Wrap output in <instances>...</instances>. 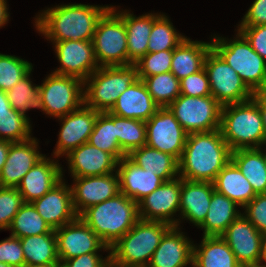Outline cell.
<instances>
[{"label": "cell", "instance_id": "6da1fadb", "mask_svg": "<svg viewBox=\"0 0 266 267\" xmlns=\"http://www.w3.org/2000/svg\"><path fill=\"white\" fill-rule=\"evenodd\" d=\"M111 6L62 4L42 11L35 18V27L51 42L93 39L96 26Z\"/></svg>", "mask_w": 266, "mask_h": 267}, {"label": "cell", "instance_id": "7a4b0ae2", "mask_svg": "<svg viewBox=\"0 0 266 267\" xmlns=\"http://www.w3.org/2000/svg\"><path fill=\"white\" fill-rule=\"evenodd\" d=\"M231 152L220 129L190 133L179 159V176L185 180L213 183L231 160Z\"/></svg>", "mask_w": 266, "mask_h": 267}, {"label": "cell", "instance_id": "3957f363", "mask_svg": "<svg viewBox=\"0 0 266 267\" xmlns=\"http://www.w3.org/2000/svg\"><path fill=\"white\" fill-rule=\"evenodd\" d=\"M79 217L108 247L123 237L140 219L138 204L121 192L87 208Z\"/></svg>", "mask_w": 266, "mask_h": 267}, {"label": "cell", "instance_id": "277c9868", "mask_svg": "<svg viewBox=\"0 0 266 267\" xmlns=\"http://www.w3.org/2000/svg\"><path fill=\"white\" fill-rule=\"evenodd\" d=\"M220 131L231 151L266 145L262 115L253 97L222 106Z\"/></svg>", "mask_w": 266, "mask_h": 267}, {"label": "cell", "instance_id": "5b68a950", "mask_svg": "<svg viewBox=\"0 0 266 267\" xmlns=\"http://www.w3.org/2000/svg\"><path fill=\"white\" fill-rule=\"evenodd\" d=\"M171 227L165 222L139 219L110 247V258L123 265L147 267L164 234Z\"/></svg>", "mask_w": 266, "mask_h": 267}, {"label": "cell", "instance_id": "8992f818", "mask_svg": "<svg viewBox=\"0 0 266 267\" xmlns=\"http://www.w3.org/2000/svg\"><path fill=\"white\" fill-rule=\"evenodd\" d=\"M138 80L135 64L99 67L84 81V104L99 112L110 111L120 94Z\"/></svg>", "mask_w": 266, "mask_h": 267}, {"label": "cell", "instance_id": "52a82bcc", "mask_svg": "<svg viewBox=\"0 0 266 267\" xmlns=\"http://www.w3.org/2000/svg\"><path fill=\"white\" fill-rule=\"evenodd\" d=\"M211 38L212 48L232 67L253 92L266 89V61L237 30L235 39Z\"/></svg>", "mask_w": 266, "mask_h": 267}, {"label": "cell", "instance_id": "ba28073f", "mask_svg": "<svg viewBox=\"0 0 266 267\" xmlns=\"http://www.w3.org/2000/svg\"><path fill=\"white\" fill-rule=\"evenodd\" d=\"M99 67L128 65L127 33L123 11L111 6L100 18L92 39Z\"/></svg>", "mask_w": 266, "mask_h": 267}, {"label": "cell", "instance_id": "9c48e42d", "mask_svg": "<svg viewBox=\"0 0 266 267\" xmlns=\"http://www.w3.org/2000/svg\"><path fill=\"white\" fill-rule=\"evenodd\" d=\"M167 108L188 134L220 129L222 105L212 95L180 94Z\"/></svg>", "mask_w": 266, "mask_h": 267}, {"label": "cell", "instance_id": "30bf717a", "mask_svg": "<svg viewBox=\"0 0 266 267\" xmlns=\"http://www.w3.org/2000/svg\"><path fill=\"white\" fill-rule=\"evenodd\" d=\"M211 95L222 105L235 104L251 99L254 93L237 72L211 48L204 60Z\"/></svg>", "mask_w": 266, "mask_h": 267}, {"label": "cell", "instance_id": "8fae6325", "mask_svg": "<svg viewBox=\"0 0 266 267\" xmlns=\"http://www.w3.org/2000/svg\"><path fill=\"white\" fill-rule=\"evenodd\" d=\"M45 114L59 118L84 103V82L73 76L51 73L39 85Z\"/></svg>", "mask_w": 266, "mask_h": 267}, {"label": "cell", "instance_id": "7c38bea8", "mask_svg": "<svg viewBox=\"0 0 266 267\" xmlns=\"http://www.w3.org/2000/svg\"><path fill=\"white\" fill-rule=\"evenodd\" d=\"M146 123V145L178 160L184 150L188 133L167 108H159Z\"/></svg>", "mask_w": 266, "mask_h": 267}, {"label": "cell", "instance_id": "4fadbf2b", "mask_svg": "<svg viewBox=\"0 0 266 267\" xmlns=\"http://www.w3.org/2000/svg\"><path fill=\"white\" fill-rule=\"evenodd\" d=\"M181 177L164 181L157 189L138 203L139 218L147 221L180 225L174 215L180 211Z\"/></svg>", "mask_w": 266, "mask_h": 267}, {"label": "cell", "instance_id": "5bb4252c", "mask_svg": "<svg viewBox=\"0 0 266 267\" xmlns=\"http://www.w3.org/2000/svg\"><path fill=\"white\" fill-rule=\"evenodd\" d=\"M54 231L60 263L83 254L98 253L102 249L110 251V247L79 216Z\"/></svg>", "mask_w": 266, "mask_h": 267}, {"label": "cell", "instance_id": "9a60e30c", "mask_svg": "<svg viewBox=\"0 0 266 267\" xmlns=\"http://www.w3.org/2000/svg\"><path fill=\"white\" fill-rule=\"evenodd\" d=\"M60 67L53 73L73 76L83 82L99 68L96 62L92 40H65L53 42Z\"/></svg>", "mask_w": 266, "mask_h": 267}, {"label": "cell", "instance_id": "2e32d148", "mask_svg": "<svg viewBox=\"0 0 266 267\" xmlns=\"http://www.w3.org/2000/svg\"><path fill=\"white\" fill-rule=\"evenodd\" d=\"M98 114L99 111L83 103L73 112L58 118L62 123L53 153L55 158L67 155L71 150L88 142Z\"/></svg>", "mask_w": 266, "mask_h": 267}, {"label": "cell", "instance_id": "e0dca14e", "mask_svg": "<svg viewBox=\"0 0 266 267\" xmlns=\"http://www.w3.org/2000/svg\"><path fill=\"white\" fill-rule=\"evenodd\" d=\"M71 186L73 206L80 216L87 208L99 204L120 193L117 172L89 177L73 178Z\"/></svg>", "mask_w": 266, "mask_h": 267}, {"label": "cell", "instance_id": "ac0fdd59", "mask_svg": "<svg viewBox=\"0 0 266 267\" xmlns=\"http://www.w3.org/2000/svg\"><path fill=\"white\" fill-rule=\"evenodd\" d=\"M262 233L243 215L235 219L221 235L238 263L242 265L260 263Z\"/></svg>", "mask_w": 266, "mask_h": 267}, {"label": "cell", "instance_id": "d6986e66", "mask_svg": "<svg viewBox=\"0 0 266 267\" xmlns=\"http://www.w3.org/2000/svg\"><path fill=\"white\" fill-rule=\"evenodd\" d=\"M63 179L32 202L37 212L53 230L78 217L73 206L71 187L65 184Z\"/></svg>", "mask_w": 266, "mask_h": 267}, {"label": "cell", "instance_id": "ffe728a7", "mask_svg": "<svg viewBox=\"0 0 266 267\" xmlns=\"http://www.w3.org/2000/svg\"><path fill=\"white\" fill-rule=\"evenodd\" d=\"M45 155L38 151V140L31 137L10 144L5 165L0 172V187L17 188L25 174Z\"/></svg>", "mask_w": 266, "mask_h": 267}, {"label": "cell", "instance_id": "44dd1931", "mask_svg": "<svg viewBox=\"0 0 266 267\" xmlns=\"http://www.w3.org/2000/svg\"><path fill=\"white\" fill-rule=\"evenodd\" d=\"M72 178L106 175L116 172L118 161L110 154L86 142L67 155Z\"/></svg>", "mask_w": 266, "mask_h": 267}, {"label": "cell", "instance_id": "7402d4cb", "mask_svg": "<svg viewBox=\"0 0 266 267\" xmlns=\"http://www.w3.org/2000/svg\"><path fill=\"white\" fill-rule=\"evenodd\" d=\"M172 226L163 236L147 267H187L193 259V242Z\"/></svg>", "mask_w": 266, "mask_h": 267}, {"label": "cell", "instance_id": "603a6c76", "mask_svg": "<svg viewBox=\"0 0 266 267\" xmlns=\"http://www.w3.org/2000/svg\"><path fill=\"white\" fill-rule=\"evenodd\" d=\"M63 178V169L46 155L35 164L17 186L25 203H32L46 194Z\"/></svg>", "mask_w": 266, "mask_h": 267}, {"label": "cell", "instance_id": "cb8c5ba5", "mask_svg": "<svg viewBox=\"0 0 266 267\" xmlns=\"http://www.w3.org/2000/svg\"><path fill=\"white\" fill-rule=\"evenodd\" d=\"M116 172L120 192L137 204L164 182L161 177L142 169L127 156L118 161Z\"/></svg>", "mask_w": 266, "mask_h": 267}, {"label": "cell", "instance_id": "d4e9b609", "mask_svg": "<svg viewBox=\"0 0 266 267\" xmlns=\"http://www.w3.org/2000/svg\"><path fill=\"white\" fill-rule=\"evenodd\" d=\"M212 182L190 181L181 178L180 211L182 219L199 226L205 219L214 191Z\"/></svg>", "mask_w": 266, "mask_h": 267}, {"label": "cell", "instance_id": "484cf974", "mask_svg": "<svg viewBox=\"0 0 266 267\" xmlns=\"http://www.w3.org/2000/svg\"><path fill=\"white\" fill-rule=\"evenodd\" d=\"M159 108L144 82L139 79L120 94L109 112L119 117L147 122Z\"/></svg>", "mask_w": 266, "mask_h": 267}, {"label": "cell", "instance_id": "4316f807", "mask_svg": "<svg viewBox=\"0 0 266 267\" xmlns=\"http://www.w3.org/2000/svg\"><path fill=\"white\" fill-rule=\"evenodd\" d=\"M212 42L192 41L186 37L174 50L171 70L178 80L200 71Z\"/></svg>", "mask_w": 266, "mask_h": 267}, {"label": "cell", "instance_id": "83f0119b", "mask_svg": "<svg viewBox=\"0 0 266 267\" xmlns=\"http://www.w3.org/2000/svg\"><path fill=\"white\" fill-rule=\"evenodd\" d=\"M192 267H241L221 236H203L200 245L193 244Z\"/></svg>", "mask_w": 266, "mask_h": 267}, {"label": "cell", "instance_id": "f1b7e54d", "mask_svg": "<svg viewBox=\"0 0 266 267\" xmlns=\"http://www.w3.org/2000/svg\"><path fill=\"white\" fill-rule=\"evenodd\" d=\"M214 189L236 202L241 207L248 204L257 194L236 164L230 160L213 181Z\"/></svg>", "mask_w": 266, "mask_h": 267}, {"label": "cell", "instance_id": "f546056e", "mask_svg": "<svg viewBox=\"0 0 266 267\" xmlns=\"http://www.w3.org/2000/svg\"><path fill=\"white\" fill-rule=\"evenodd\" d=\"M123 21L127 33L128 65L135 64L148 53L153 13L136 17L133 13L124 10Z\"/></svg>", "mask_w": 266, "mask_h": 267}, {"label": "cell", "instance_id": "4dcf8cb0", "mask_svg": "<svg viewBox=\"0 0 266 267\" xmlns=\"http://www.w3.org/2000/svg\"><path fill=\"white\" fill-rule=\"evenodd\" d=\"M239 206L225 195L213 191L208 213L204 221L198 226L203 229V236H221L228 226L242 213Z\"/></svg>", "mask_w": 266, "mask_h": 267}, {"label": "cell", "instance_id": "1f68e13d", "mask_svg": "<svg viewBox=\"0 0 266 267\" xmlns=\"http://www.w3.org/2000/svg\"><path fill=\"white\" fill-rule=\"evenodd\" d=\"M127 157L142 169L158 175L164 181L179 177V160L148 145L131 151Z\"/></svg>", "mask_w": 266, "mask_h": 267}, {"label": "cell", "instance_id": "d6a6232c", "mask_svg": "<svg viewBox=\"0 0 266 267\" xmlns=\"http://www.w3.org/2000/svg\"><path fill=\"white\" fill-rule=\"evenodd\" d=\"M231 160L250 182L256 194L266 193V152L262 148L232 151Z\"/></svg>", "mask_w": 266, "mask_h": 267}, {"label": "cell", "instance_id": "836d02e7", "mask_svg": "<svg viewBox=\"0 0 266 267\" xmlns=\"http://www.w3.org/2000/svg\"><path fill=\"white\" fill-rule=\"evenodd\" d=\"M25 258V265L60 263L57 254L55 231L35 236L20 238Z\"/></svg>", "mask_w": 266, "mask_h": 267}, {"label": "cell", "instance_id": "e575fe53", "mask_svg": "<svg viewBox=\"0 0 266 267\" xmlns=\"http://www.w3.org/2000/svg\"><path fill=\"white\" fill-rule=\"evenodd\" d=\"M88 143L102 151L110 153L117 161L127 156L121 150L116 139L113 114L109 111L99 112Z\"/></svg>", "mask_w": 266, "mask_h": 267}, {"label": "cell", "instance_id": "d590c367", "mask_svg": "<svg viewBox=\"0 0 266 267\" xmlns=\"http://www.w3.org/2000/svg\"><path fill=\"white\" fill-rule=\"evenodd\" d=\"M31 72L32 70L6 92L11 107L25 117L26 111L33 108L41 109L45 113L39 85L32 83Z\"/></svg>", "mask_w": 266, "mask_h": 267}, {"label": "cell", "instance_id": "8d00e7d4", "mask_svg": "<svg viewBox=\"0 0 266 267\" xmlns=\"http://www.w3.org/2000/svg\"><path fill=\"white\" fill-rule=\"evenodd\" d=\"M116 139L121 150L128 155L146 145V123L137 119L123 118L113 114Z\"/></svg>", "mask_w": 266, "mask_h": 267}, {"label": "cell", "instance_id": "74e56055", "mask_svg": "<svg viewBox=\"0 0 266 267\" xmlns=\"http://www.w3.org/2000/svg\"><path fill=\"white\" fill-rule=\"evenodd\" d=\"M186 36L178 33L169 17L153 14V27L149 36L148 53L174 50Z\"/></svg>", "mask_w": 266, "mask_h": 267}, {"label": "cell", "instance_id": "f35d334b", "mask_svg": "<svg viewBox=\"0 0 266 267\" xmlns=\"http://www.w3.org/2000/svg\"><path fill=\"white\" fill-rule=\"evenodd\" d=\"M11 236L23 238L49 233L52 228L40 216L32 203H24L9 227Z\"/></svg>", "mask_w": 266, "mask_h": 267}, {"label": "cell", "instance_id": "ab89813d", "mask_svg": "<svg viewBox=\"0 0 266 267\" xmlns=\"http://www.w3.org/2000/svg\"><path fill=\"white\" fill-rule=\"evenodd\" d=\"M139 79L160 108L168 107L180 95V80L172 72Z\"/></svg>", "mask_w": 266, "mask_h": 267}, {"label": "cell", "instance_id": "60d3db41", "mask_svg": "<svg viewBox=\"0 0 266 267\" xmlns=\"http://www.w3.org/2000/svg\"><path fill=\"white\" fill-rule=\"evenodd\" d=\"M31 70H33L32 63L15 55L0 53V90L9 91Z\"/></svg>", "mask_w": 266, "mask_h": 267}, {"label": "cell", "instance_id": "b9f144b4", "mask_svg": "<svg viewBox=\"0 0 266 267\" xmlns=\"http://www.w3.org/2000/svg\"><path fill=\"white\" fill-rule=\"evenodd\" d=\"M31 124L28 117L11 109V115L0 116V139L9 142H23L31 138Z\"/></svg>", "mask_w": 266, "mask_h": 267}, {"label": "cell", "instance_id": "7bdbcfd3", "mask_svg": "<svg viewBox=\"0 0 266 267\" xmlns=\"http://www.w3.org/2000/svg\"><path fill=\"white\" fill-rule=\"evenodd\" d=\"M173 50H163L144 55L135 63L138 68V77L146 78L165 72H170Z\"/></svg>", "mask_w": 266, "mask_h": 267}, {"label": "cell", "instance_id": "ee69618b", "mask_svg": "<svg viewBox=\"0 0 266 267\" xmlns=\"http://www.w3.org/2000/svg\"><path fill=\"white\" fill-rule=\"evenodd\" d=\"M24 203L17 188L0 187V230L9 229L14 216Z\"/></svg>", "mask_w": 266, "mask_h": 267}, {"label": "cell", "instance_id": "f6af8a7d", "mask_svg": "<svg viewBox=\"0 0 266 267\" xmlns=\"http://www.w3.org/2000/svg\"><path fill=\"white\" fill-rule=\"evenodd\" d=\"M180 94L193 97L211 95L209 79L204 67L180 80Z\"/></svg>", "mask_w": 266, "mask_h": 267}, {"label": "cell", "instance_id": "bcb514c9", "mask_svg": "<svg viewBox=\"0 0 266 267\" xmlns=\"http://www.w3.org/2000/svg\"><path fill=\"white\" fill-rule=\"evenodd\" d=\"M0 262L14 267H24L25 258L20 238L9 236L0 241Z\"/></svg>", "mask_w": 266, "mask_h": 267}, {"label": "cell", "instance_id": "7dc6e473", "mask_svg": "<svg viewBox=\"0 0 266 267\" xmlns=\"http://www.w3.org/2000/svg\"><path fill=\"white\" fill-rule=\"evenodd\" d=\"M243 208L245 211L242 214L260 233H266V193L257 194Z\"/></svg>", "mask_w": 266, "mask_h": 267}, {"label": "cell", "instance_id": "c3c4849f", "mask_svg": "<svg viewBox=\"0 0 266 267\" xmlns=\"http://www.w3.org/2000/svg\"><path fill=\"white\" fill-rule=\"evenodd\" d=\"M237 27L252 49L266 61V25Z\"/></svg>", "mask_w": 266, "mask_h": 267}, {"label": "cell", "instance_id": "681fc988", "mask_svg": "<svg viewBox=\"0 0 266 267\" xmlns=\"http://www.w3.org/2000/svg\"><path fill=\"white\" fill-rule=\"evenodd\" d=\"M266 25V0H255L238 26Z\"/></svg>", "mask_w": 266, "mask_h": 267}, {"label": "cell", "instance_id": "f907efd6", "mask_svg": "<svg viewBox=\"0 0 266 267\" xmlns=\"http://www.w3.org/2000/svg\"><path fill=\"white\" fill-rule=\"evenodd\" d=\"M102 257V258H101ZM110 254L106 258L99 255L98 253L83 254L78 257H74L65 260L61 263L62 267H105L109 260Z\"/></svg>", "mask_w": 266, "mask_h": 267}, {"label": "cell", "instance_id": "816d5d0a", "mask_svg": "<svg viewBox=\"0 0 266 267\" xmlns=\"http://www.w3.org/2000/svg\"><path fill=\"white\" fill-rule=\"evenodd\" d=\"M253 98L256 100L257 105L260 109L263 120V127L265 131V137H266V89L254 93Z\"/></svg>", "mask_w": 266, "mask_h": 267}, {"label": "cell", "instance_id": "f5cc1de1", "mask_svg": "<svg viewBox=\"0 0 266 267\" xmlns=\"http://www.w3.org/2000/svg\"><path fill=\"white\" fill-rule=\"evenodd\" d=\"M11 105L5 91L0 90V116L11 115Z\"/></svg>", "mask_w": 266, "mask_h": 267}, {"label": "cell", "instance_id": "db71d44e", "mask_svg": "<svg viewBox=\"0 0 266 267\" xmlns=\"http://www.w3.org/2000/svg\"><path fill=\"white\" fill-rule=\"evenodd\" d=\"M11 143L12 142L0 139V172L2 171L3 166L5 165Z\"/></svg>", "mask_w": 266, "mask_h": 267}, {"label": "cell", "instance_id": "11a10c76", "mask_svg": "<svg viewBox=\"0 0 266 267\" xmlns=\"http://www.w3.org/2000/svg\"><path fill=\"white\" fill-rule=\"evenodd\" d=\"M6 0H0V28L7 24L10 14L8 13Z\"/></svg>", "mask_w": 266, "mask_h": 267}, {"label": "cell", "instance_id": "9f6ffc18", "mask_svg": "<svg viewBox=\"0 0 266 267\" xmlns=\"http://www.w3.org/2000/svg\"><path fill=\"white\" fill-rule=\"evenodd\" d=\"M261 263L266 264V233L262 235V244H261Z\"/></svg>", "mask_w": 266, "mask_h": 267}, {"label": "cell", "instance_id": "6f0895ef", "mask_svg": "<svg viewBox=\"0 0 266 267\" xmlns=\"http://www.w3.org/2000/svg\"><path fill=\"white\" fill-rule=\"evenodd\" d=\"M105 267H138V266H128V265H123V264H120L114 260H112L110 257H109V260L107 261Z\"/></svg>", "mask_w": 266, "mask_h": 267}, {"label": "cell", "instance_id": "680465c9", "mask_svg": "<svg viewBox=\"0 0 266 267\" xmlns=\"http://www.w3.org/2000/svg\"><path fill=\"white\" fill-rule=\"evenodd\" d=\"M24 267H61V263H54V264H31V265H25Z\"/></svg>", "mask_w": 266, "mask_h": 267}, {"label": "cell", "instance_id": "91938a15", "mask_svg": "<svg viewBox=\"0 0 266 267\" xmlns=\"http://www.w3.org/2000/svg\"><path fill=\"white\" fill-rule=\"evenodd\" d=\"M241 267H266V264L263 263H256V264H246L242 265Z\"/></svg>", "mask_w": 266, "mask_h": 267}, {"label": "cell", "instance_id": "94428289", "mask_svg": "<svg viewBox=\"0 0 266 267\" xmlns=\"http://www.w3.org/2000/svg\"><path fill=\"white\" fill-rule=\"evenodd\" d=\"M0 267H14V266H11V265H8V264L0 262Z\"/></svg>", "mask_w": 266, "mask_h": 267}]
</instances>
